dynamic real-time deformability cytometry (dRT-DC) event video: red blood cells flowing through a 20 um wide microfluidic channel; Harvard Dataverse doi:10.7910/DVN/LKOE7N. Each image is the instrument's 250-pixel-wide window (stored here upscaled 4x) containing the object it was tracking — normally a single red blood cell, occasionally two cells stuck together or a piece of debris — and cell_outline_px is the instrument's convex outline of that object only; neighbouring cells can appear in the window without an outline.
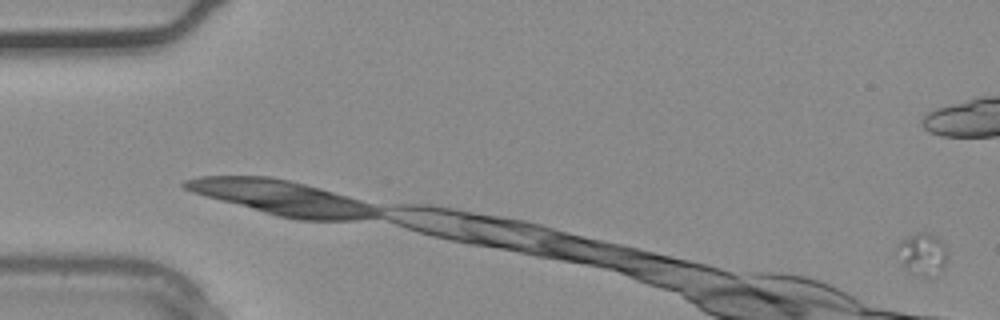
{"species": "common noctule bat (a hibernating species)", "species_latin": "Nyctalus noctula", "temperature_condition": "warm", "stored_images_in_passage": 5, "camera_frame_rate_fps": 3000, "um_per_image_px": 0.085, "animal": {"sex": "male", "body_mass_g": 20.4}, "frame": {"image": 1, "passage_image": 1, "time_ms": 0.0, "image_size_px": [1000, 320], "cell_outline_px": [[948, 256], [944, 268], [928, 276], [920, 276], [908, 272], [900, 264], [896, 248], [896, 244], [900, 240], [908, 236], [920, 232], [928, 232], [944, 240], [948, 252]], "centroid_in_image_um": [78.4, 21.57], "position_along_channel_um": 6.6, "area_um2": 12.77}}